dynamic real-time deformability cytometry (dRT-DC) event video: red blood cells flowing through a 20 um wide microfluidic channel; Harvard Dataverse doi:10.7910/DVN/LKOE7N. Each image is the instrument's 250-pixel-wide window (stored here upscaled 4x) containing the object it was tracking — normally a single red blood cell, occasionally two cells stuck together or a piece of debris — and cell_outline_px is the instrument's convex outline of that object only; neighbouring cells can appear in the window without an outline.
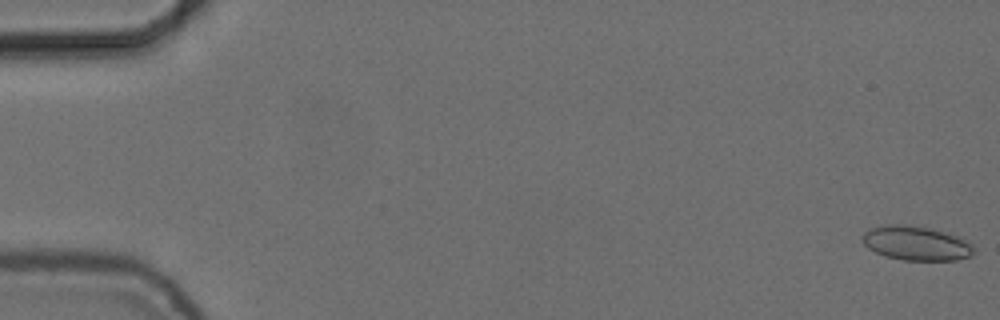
{"species": "common noctule bat (a hibernating species)", "species_latin": "Nyctalus noctula", "temperature_condition": "cold", "stored_images_in_passage": 56, "camera_frame_rate_fps": 3000, "um_per_image_px": 0.085, "animal": {"sex": "female", "body_mass_g": 24.6, "forearm_length_mm": 56.2}, "frame": {"image": 1, "passage_image": 1, "time_ms": 0.0, "image_size_px": [1000, 320], "cell_outline_px": [[972, 256], [956, 260], [904, 260], [888, 256], [876, 252], [868, 248], [864, 244], [864, 232], [872, 228], [888, 224], [904, 224], [928, 228], [944, 232], [956, 236], [972, 244]], "centroid_in_image_um": [77.87, 20.68], "position_along_channel_um": 7.1, "area_um2": 21.79}}
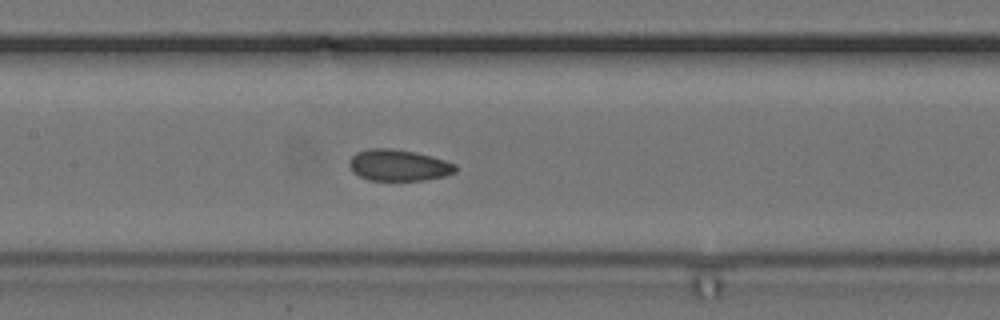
{"frame": {"image": 2, "passage_image": 27, "time_ms": 8.667, "image_size_px": [1000, 320], "cell_outline_px": [[460, 168], [456, 172], [444, 176], [424, 180], [368, 180], [352, 172], [348, 164], [352, 156], [356, 152], [368, 148], [392, 148], [416, 152], [432, 156], [456, 164]], "centroid_in_image_um": [33.89, 14.04], "position_along_channel_um": 173.5, "area_um2": 19.65}}
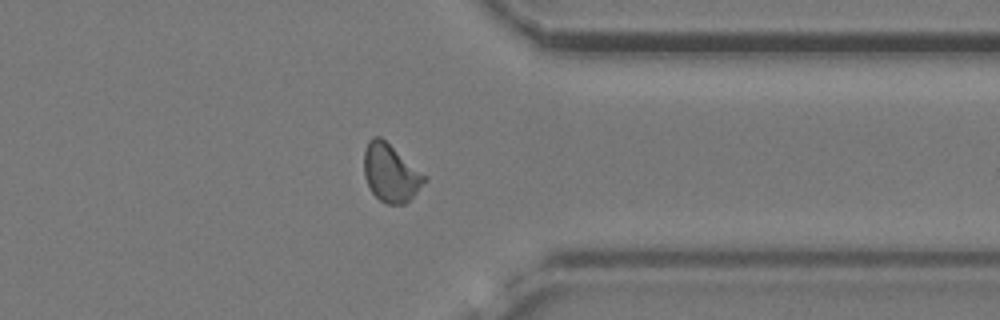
{"frame": {"image": 3, "passage_image": 44, "time_ms": 14.333, "image_size_px": [1000, 320], "cell_outline_px": [[428, 180], [404, 204], [388, 204], [380, 200], [372, 192], [364, 176], [364, 148], [368, 140], [372, 136], [380, 136], [428, 176]], "centroid_in_image_um": [33.21, 14.67], "position_along_channel_um": 378.2, "area_um2": 20.4}, "authors_computed_cell_mechanics": {"area_um2": 19.6809, "velocity_mm_per_s": 3.7109, "shape_relaxation_time_tau1_ms": 5.214, "shape_relaxation_time_tau2_ms": 1.484, "deformation_change_tau1": 0.09, "deformation_change_tau2": 0.0597}}